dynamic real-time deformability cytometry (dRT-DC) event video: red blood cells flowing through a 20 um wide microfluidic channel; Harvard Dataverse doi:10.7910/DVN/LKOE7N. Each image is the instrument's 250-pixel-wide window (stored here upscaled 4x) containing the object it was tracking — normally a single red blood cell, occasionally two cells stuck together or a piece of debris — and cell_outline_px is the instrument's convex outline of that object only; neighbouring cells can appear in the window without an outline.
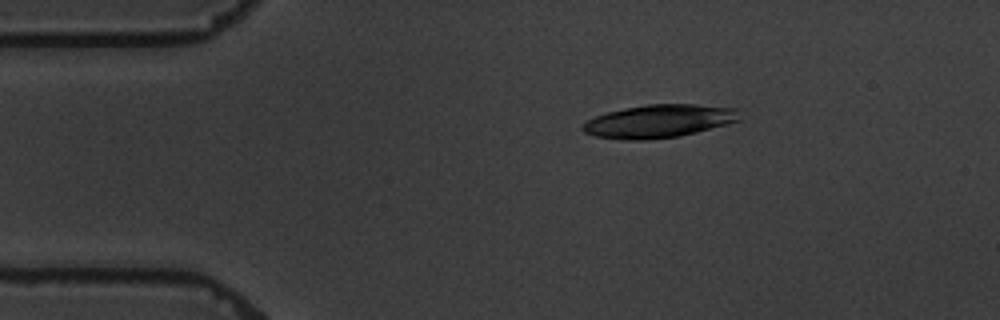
{"species": "common noctule bat (a hibernating species)", "species_latin": "Nyctalus noctula", "temperature_condition": "warm", "stored_images_in_passage": 5, "camera_frame_rate_fps": 3000, "um_per_image_px": 0.085, "animal": {"sex": "male", "body_mass_g": 19.5, "forearm_length_mm": 54.6}, "frame": {"image": 1, "passage_image": 5, "time_ms": 5.667, "image_size_px": [1000, 320], "cell_outline_px": [[740, 120], [696, 132], [680, 136], [648, 140], [624, 140], [596, 136], [584, 132], [580, 128], [580, 124], [596, 116], [608, 112], [624, 108], [648, 104], [696, 104], [736, 108]], "centroid_in_image_um": [55.96, 10.3], "position_along_channel_um": 29.0, "area_um2": 30.17}}